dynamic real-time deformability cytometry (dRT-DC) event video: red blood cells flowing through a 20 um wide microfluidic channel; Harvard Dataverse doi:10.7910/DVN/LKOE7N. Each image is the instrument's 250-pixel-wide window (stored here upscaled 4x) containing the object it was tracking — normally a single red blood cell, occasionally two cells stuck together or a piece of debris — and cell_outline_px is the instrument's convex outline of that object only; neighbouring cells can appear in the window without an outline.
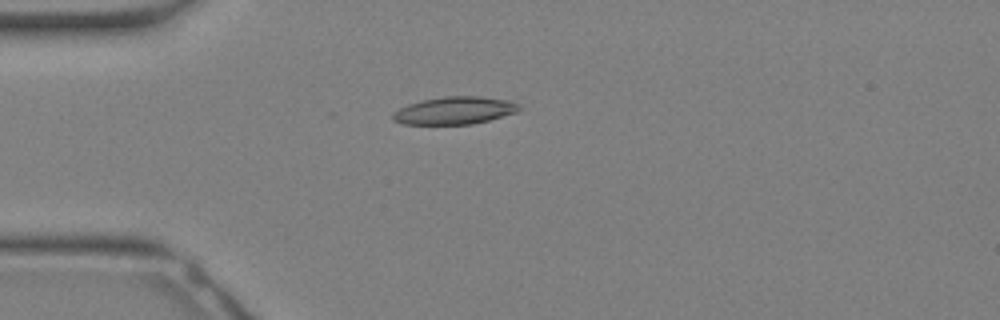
{"species": "Egyptian fruit bat (a non-hibernating species)", "species_latin": "Rousettus aegyptiacus", "temperature_condition": "warm", "stored_images_in_passage": 25, "camera_frame_rate_fps": 3000, "um_per_image_px": 0.085, "animal": {"sex": "female"}, "frame": {"image": 1, "passage_image": 1, "time_ms": 0.0, "image_size_px": [1000, 320], "cell_outline_px": [[524, 108], [516, 112], [488, 120], [472, 124], [404, 124], [392, 120], [392, 112], [408, 104], [424, 100], [444, 96], [480, 96], [508, 100], [520, 104]], "centroid_in_image_um": [38.66, 9.39], "position_along_channel_um": 46.3, "area_um2": 20.29}}
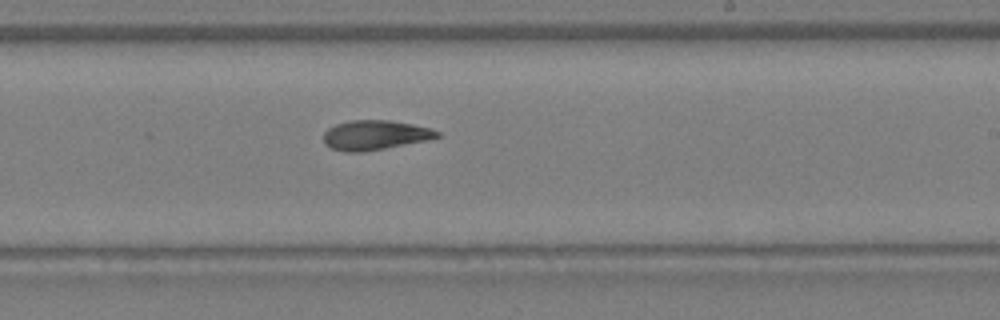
{"frame": {"image": 2, "passage_image": 12, "time_ms": 3.667, "image_size_px": [1000, 320], "cell_outline_px": [[440, 136], [424, 140], [364, 152], [344, 152], [332, 148], [324, 144], [324, 132], [328, 128], [336, 124], [352, 120], [388, 120], [412, 124], [432, 128], [440, 132]], "centroid_in_image_um": [31.84, 11.48], "position_along_channel_um": 257.2, "area_um2": 19.42}}
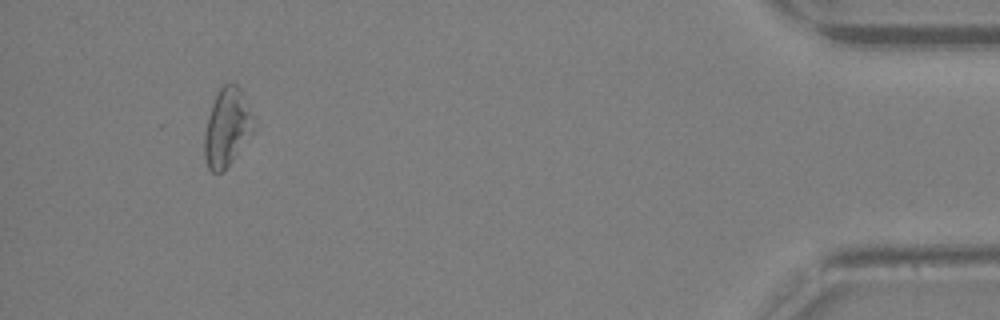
{"frame": {"image": 3, "passage_image": 23, "time_ms": 7.333, "image_size_px": [1000, 320], "cell_outline_px": [[252, 132], [232, 160], [220, 172], [212, 172], [208, 168], [204, 156], [204, 132], [208, 116], [216, 92], [224, 84], [236, 84], [240, 88], [252, 112]], "centroid_in_image_um": [19.25, 10.8], "position_along_channel_um": 415.9, "area_um2": 21.91}}